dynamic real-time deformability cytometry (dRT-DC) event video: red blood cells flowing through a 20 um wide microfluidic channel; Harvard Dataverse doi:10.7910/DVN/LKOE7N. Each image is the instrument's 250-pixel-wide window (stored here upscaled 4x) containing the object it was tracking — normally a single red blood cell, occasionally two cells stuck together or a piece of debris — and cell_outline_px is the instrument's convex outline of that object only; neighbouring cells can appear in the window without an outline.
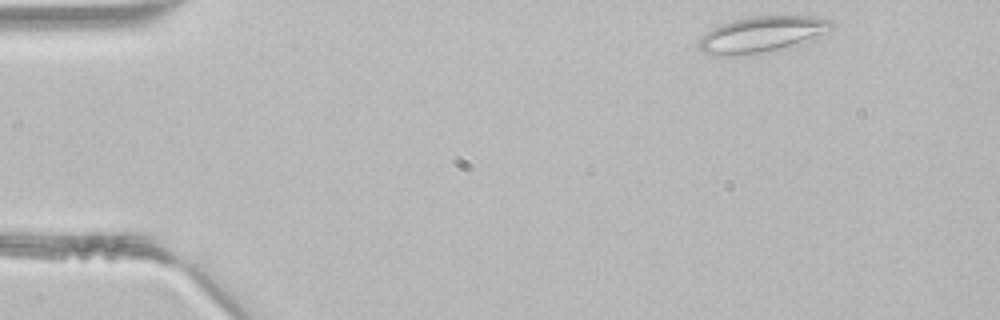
{"species": "common noctule bat (a hibernating species)", "species_latin": "Nyctalus noctula", "temperature_condition": "room temperature", "stored_images_in_passage": 42, "camera_frame_rate_fps": 3000, "um_per_image_px": 0.085, "animal": {"sex": "male", "body_mass_g": 21.5, "forearm_length_mm": 52.0}, "frame": {"image": 1, "passage_image": 1, "time_ms": 0.0, "image_size_px": [1000, 320], "cell_outline_px": [[836, 24], [832, 28], [780, 48], [760, 52], [732, 56], [720, 56], [700, 52], [700, 40], [704, 32], [720, 24], [732, 20], [752, 16], [808, 16], [832, 20]], "centroid_in_image_um": [64.62, 2.9], "position_along_channel_um": 20.4, "area_um2": 26.82}}
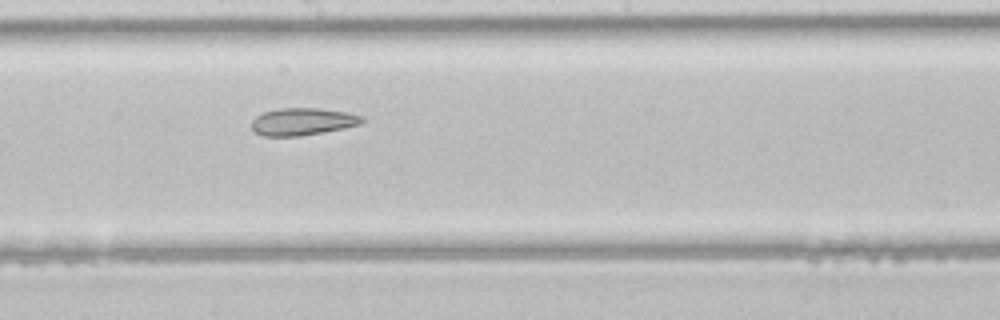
{"frame": {"image": 2, "passage_image": 21, "time_ms": 6.667, "image_size_px": [1000, 320], "cell_outline_px": [[364, 120], [360, 124], [344, 128], [324, 132], [300, 136], [264, 136], [256, 132], [252, 128], [252, 120], [256, 116], [264, 112], [280, 108], [320, 108], [348, 112], [364, 116]], "centroid_in_image_um": [25.75, 10.33], "position_along_channel_um": 222.5, "area_um2": 17.63}}
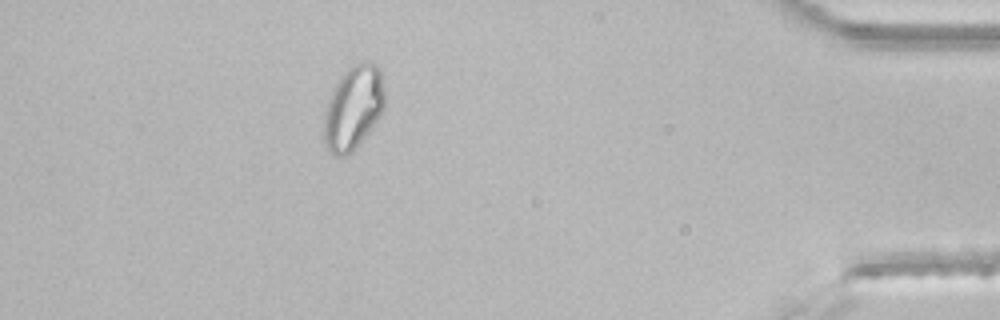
{"frame": {"image": 3, "passage_image": 37, "time_ms": 12.0, "image_size_px": [1000, 320], "cell_outline_px": [[384, 108], [380, 116], [356, 148], [352, 152], [344, 156], [336, 156], [328, 148], [324, 140], [324, 120], [328, 104], [332, 92], [340, 76], [352, 64], [376, 64], [380, 68], [384, 88]], "centroid_in_image_um": [30.05, 9.17], "position_along_channel_um": 405.1, "area_um2": 29.07}}